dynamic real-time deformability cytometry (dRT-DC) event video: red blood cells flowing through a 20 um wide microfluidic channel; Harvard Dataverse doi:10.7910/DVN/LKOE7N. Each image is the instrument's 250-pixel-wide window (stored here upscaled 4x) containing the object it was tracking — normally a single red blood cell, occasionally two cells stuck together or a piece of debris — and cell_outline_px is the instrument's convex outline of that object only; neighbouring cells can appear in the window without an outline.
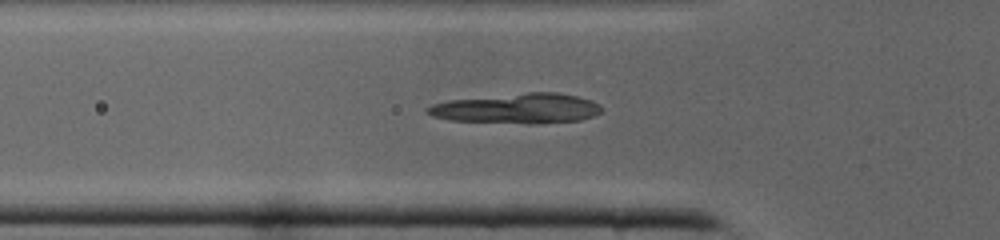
{"species": "common noctule bat (a hibernating species)", "species_latin": "Nyctalus noctula", "temperature_condition": "cold", "stored_images_in_passage": 32, "camera_frame_rate_fps": 3000, "um_per_image_px": 0.085, "animal": {"sex": "male", "body_mass_g": 19.0, "forearm_length_mm": 50.8}, "frame": {"image": 1, "passage_image": 4, "time_ms": 1.0, "image_size_px": [1000, 240], "cell_outline_px": [[604, 108], [600, 112], [592, 116], [580, 120], [536, 124], [528, 124], [448, 120], [432, 116], [424, 108], [432, 104], [448, 100], [528, 92], [556, 92], [576, 96], [592, 100], [600, 104]], "centroid_in_image_um": [43.97, 9.22], "position_along_channel_um": 81.8, "area_um2": 30.69}}
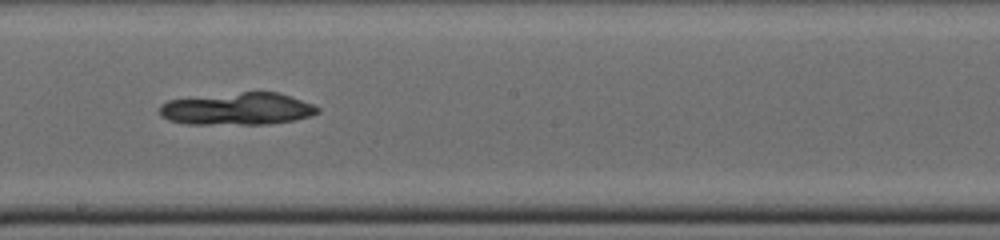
{"frame": {"image": 2, "passage_image": 13, "time_ms": 4.0, "image_size_px": [1000, 240], "cell_outline_px": [[320, 112], [312, 116], [292, 120], [268, 124], [188, 124], [168, 120], [160, 116], [160, 104], [168, 100], [240, 92], [276, 92], [312, 104], [320, 108]], "centroid_in_image_um": [20.17, 9.26], "position_along_channel_um": 228.0, "area_um2": 29.54}}
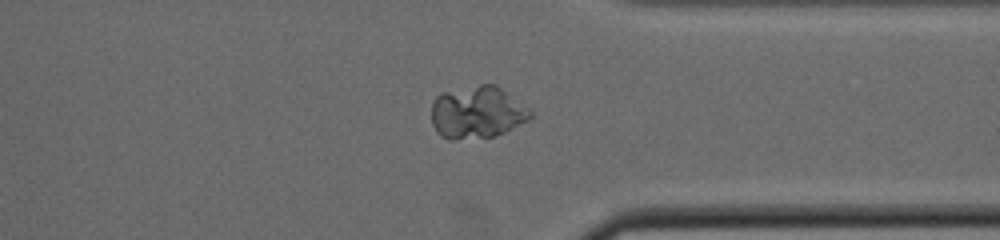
{"frame": {"image": 3, "passage_image": 22, "time_ms": 7.0, "image_size_px": [1000, 240], "cell_outline_px": [[532, 116], [528, 120], [496, 136], [452, 140], [448, 140], [440, 136], [436, 132], [432, 124], [432, 100], [440, 92], [480, 84], [496, 84], [528, 108], [532, 112]], "centroid_in_image_um": [40.51, 9.55], "position_along_channel_um": 370.9, "area_um2": 30.4}}